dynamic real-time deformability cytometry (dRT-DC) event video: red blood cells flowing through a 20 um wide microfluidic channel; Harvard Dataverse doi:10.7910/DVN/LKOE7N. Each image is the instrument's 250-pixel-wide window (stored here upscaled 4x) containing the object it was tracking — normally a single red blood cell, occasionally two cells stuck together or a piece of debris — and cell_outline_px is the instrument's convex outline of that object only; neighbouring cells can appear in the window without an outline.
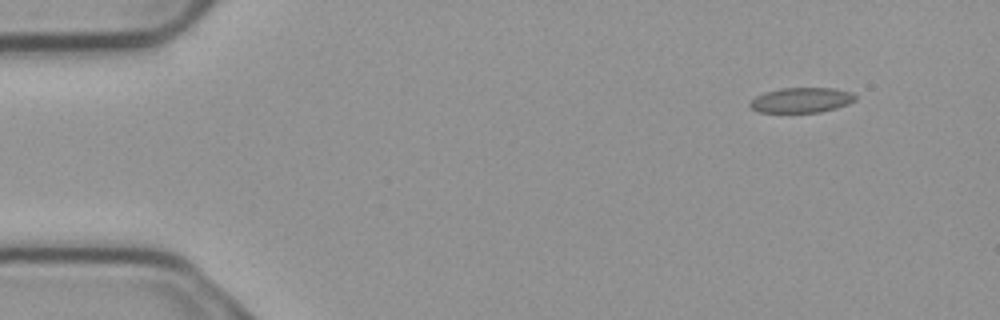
{"species": "common noctule bat (a hibernating species)", "species_latin": "Nyctalus noctula", "temperature_condition": "cold", "stored_images_in_passage": 4, "segment_of_instrument_passage": [2, 2], "camera_frame_rate_fps": 3000, "um_per_image_px": 0.085, "animal": {"sex": "male", "body_mass_g": 23.1, "forearm_length_mm": 52.7}, "frame": {"image": 1, "passage_image": 4, "time_ms": 1.0, "image_size_px": [1000, 320], "cell_outline_px": [[856, 100], [848, 104], [836, 108], [820, 112], [760, 112], [752, 108], [748, 104], [756, 96], [764, 92], [780, 88], [836, 88], [852, 92], [856, 96]], "centroid_in_image_um": [68.15, 8.5], "position_along_channel_um": 16.9, "area_um2": 15.43}}